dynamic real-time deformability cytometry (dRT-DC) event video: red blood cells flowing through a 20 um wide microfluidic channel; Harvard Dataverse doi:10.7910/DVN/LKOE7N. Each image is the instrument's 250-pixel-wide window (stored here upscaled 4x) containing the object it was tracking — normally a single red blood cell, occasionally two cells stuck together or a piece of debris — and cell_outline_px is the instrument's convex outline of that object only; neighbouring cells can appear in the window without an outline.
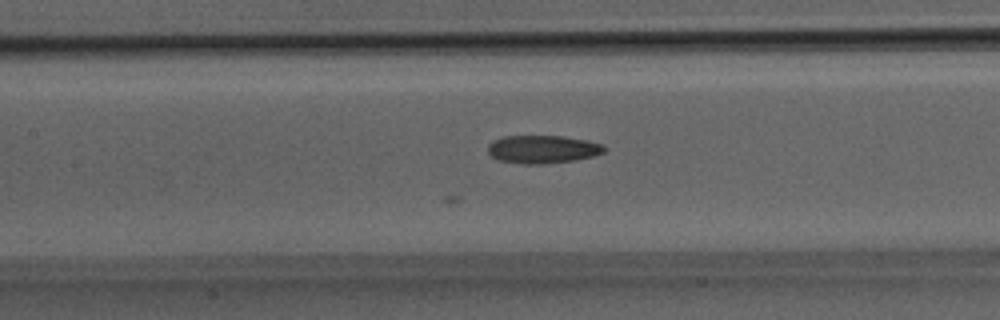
{"species": "Egyptian fruit bat (a non-hibernating species)", "species_latin": "Rousettus aegyptiacus", "temperature_condition": "room temperature", "stored_images_in_passage": 20, "camera_frame_rate_fps": 3000, "um_per_image_px": 0.085, "animal": {"sex": "male"}, "frame": {"image": 1, "passage_image": 7, "time_ms": 2.0, "image_size_px": [1000, 320], "cell_outline_px": [[608, 148], [604, 152], [592, 156], [576, 160], [544, 164], [524, 164], [500, 160], [492, 156], [488, 152], [488, 144], [504, 136], [564, 136], [588, 140], [604, 144]], "centroid_in_image_um": [46.19, 12.68], "position_along_channel_um": 161.2, "area_um2": 19.07}}
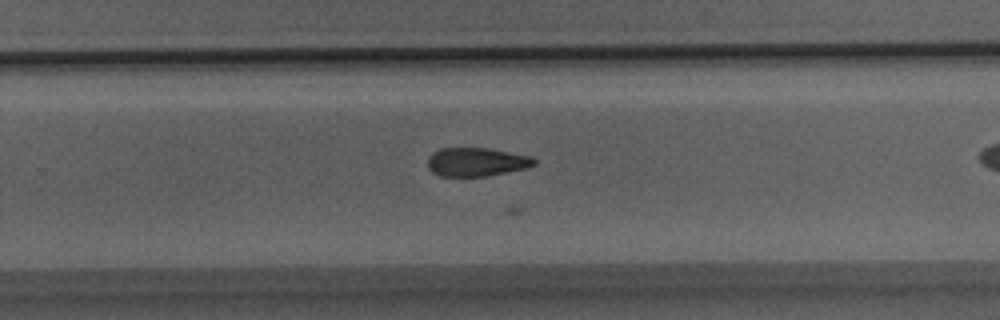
{"frame": {"image": 2, "passage_image": 13, "time_ms": 4.0, "image_size_px": [1000, 320], "cell_outline_px": [[536, 164], [528, 168], [488, 176], [440, 176], [432, 172], [428, 168], [428, 156], [432, 152], [440, 148], [488, 148], [532, 156], [536, 160]], "centroid_in_image_um": [40.51, 13.76], "position_along_channel_um": 289.3, "area_um2": 17.98}}